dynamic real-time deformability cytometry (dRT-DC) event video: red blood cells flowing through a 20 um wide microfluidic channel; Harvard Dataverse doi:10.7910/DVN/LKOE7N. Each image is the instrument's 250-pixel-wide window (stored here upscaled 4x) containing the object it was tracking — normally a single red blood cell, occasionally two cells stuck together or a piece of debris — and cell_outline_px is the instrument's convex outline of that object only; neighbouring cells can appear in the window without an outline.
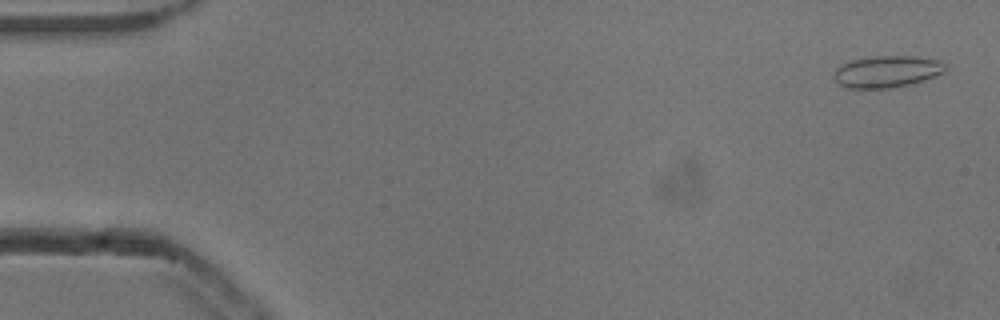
{"species": "common noctule bat (a hibernating species)", "species_latin": "Nyctalus noctula", "temperature_condition": "cold", "stored_images_in_passage": 12, "camera_frame_rate_fps": 3000, "um_per_image_px": 0.085, "animal": {"sex": "male", "body_mass_g": 13.3}, "frame": {"image": 1, "passage_image": 1, "time_ms": 0.0, "image_size_px": [1000, 320], "cell_outline_px": [[948, 68], [944, 72], [924, 80], [908, 84], [888, 88], [848, 88], [840, 84], [832, 76], [836, 68], [840, 64], [852, 60], [876, 56], [916, 56], [940, 60], [948, 64]], "centroid_in_image_um": [75.41, 6.07], "position_along_channel_um": 9.6, "area_um2": 20.69}}